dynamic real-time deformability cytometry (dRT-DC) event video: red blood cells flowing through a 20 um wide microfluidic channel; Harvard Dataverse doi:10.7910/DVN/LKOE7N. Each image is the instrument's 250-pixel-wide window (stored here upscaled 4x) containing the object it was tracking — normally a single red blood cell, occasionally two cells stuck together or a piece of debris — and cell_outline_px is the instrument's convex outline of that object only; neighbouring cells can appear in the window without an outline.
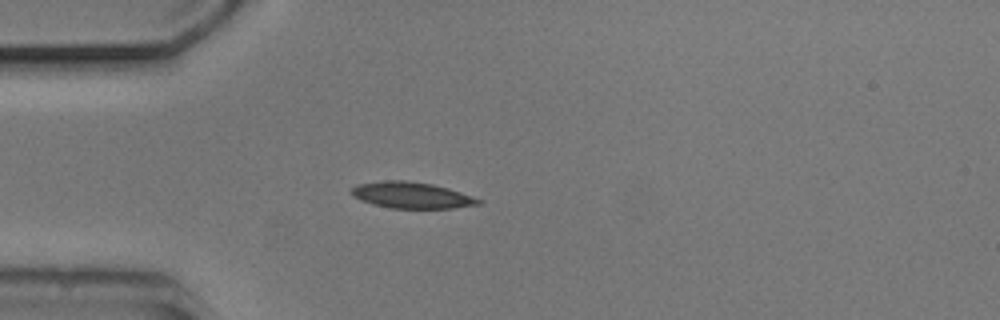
{"species": "common noctule bat (a hibernating species)", "species_latin": "Nyctalus noctula", "temperature_condition": "cold", "stored_images_in_passage": 9, "camera_frame_rate_fps": 3000, "um_per_image_px": 0.085, "animal": {"sex": "male", "body_mass_g": 20.5, "forearm_length_mm": 52.5}, "frame": {"image": 1, "passage_image": 1, "time_ms": 0.0, "image_size_px": [1000, 320], "cell_outline_px": [[484, 200], [480, 204], [452, 208], [392, 208], [372, 204], [360, 200], [352, 196], [348, 192], [356, 184], [384, 180], [404, 180], [432, 184], [448, 188]], "centroid_in_image_um": [34.94, 16.59], "position_along_channel_um": 50.1, "area_um2": 19.54}}